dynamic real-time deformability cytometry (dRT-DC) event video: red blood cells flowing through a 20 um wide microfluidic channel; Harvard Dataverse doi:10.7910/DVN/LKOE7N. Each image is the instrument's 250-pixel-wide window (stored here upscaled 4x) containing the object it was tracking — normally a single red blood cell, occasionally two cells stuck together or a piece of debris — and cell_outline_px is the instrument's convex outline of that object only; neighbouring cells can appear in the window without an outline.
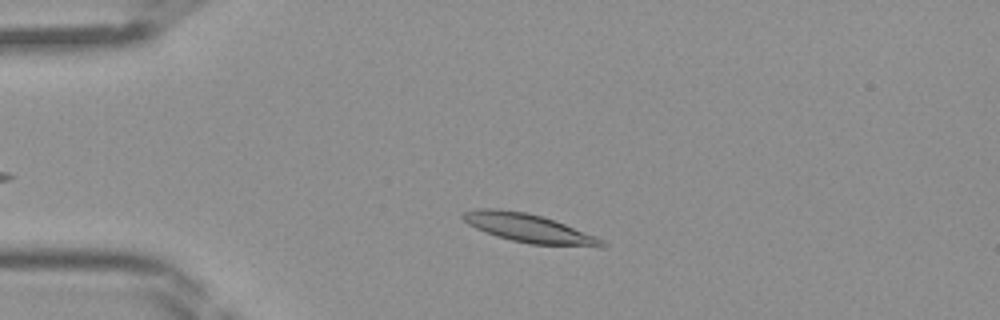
{"species": "Egyptian fruit bat (a non-hibernating species)", "species_latin": "Rousettus aegyptiacus", "temperature_condition": "room temperature", "stored_images_in_passage": 32, "camera_frame_rate_fps": 3000, "um_per_image_px": 0.085, "frame": {"image": 1, "passage_image": 6, "time_ms": 1.667, "image_size_px": [1000, 320], "cell_outline_px": [[608, 244], [604, 248], [600, 248], [532, 244], [512, 240], [496, 236], [476, 228], [468, 224], [460, 216], [460, 212], [480, 208], [496, 208], [528, 212], [564, 224], [596, 236], [604, 240]], "centroid_in_image_um": [44.98, 19.41], "position_along_channel_um": 40.0, "area_um2": 23.35}}
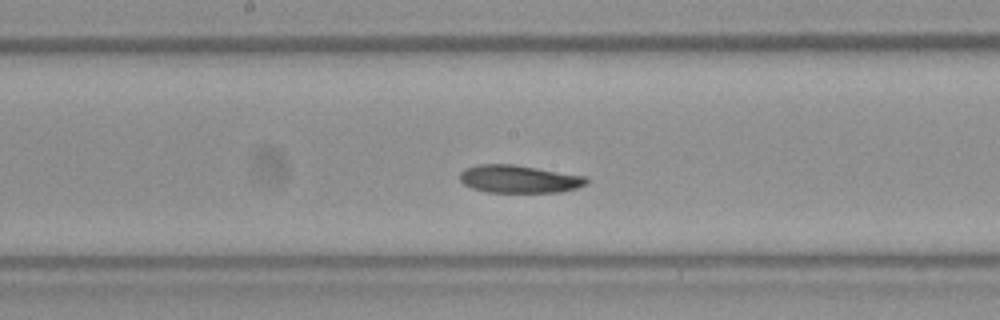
{"frame": {"image": 2, "passage_image": 19, "time_ms": 6.0, "image_size_px": [1000, 320], "cell_outline_px": [[588, 184], [576, 188], [560, 192], [488, 192], [472, 188], [464, 184], [460, 180], [460, 172], [464, 168], [476, 164], [512, 164], [588, 176]], "centroid_in_image_um": [44.13, 15.21], "position_along_channel_um": 204.1, "area_um2": 20.63}}
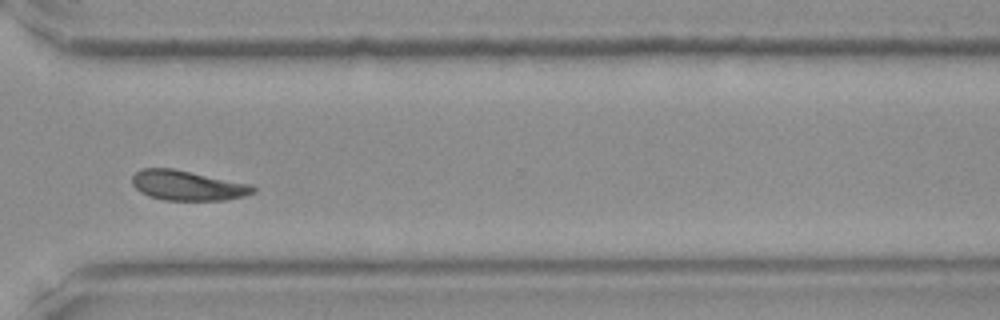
{"frame": {"image": 3, "passage_image": 29, "time_ms": 9.333, "image_size_px": [1000, 320], "cell_outline_px": [[256, 192], [244, 196], [228, 200], [164, 200], [148, 196], [140, 192], [132, 184], [132, 176], [140, 168], [172, 168], [252, 184], [256, 188]], "centroid_in_image_um": [15.95, 15.77], "position_along_channel_um": 354.6, "area_um2": 21.27}}